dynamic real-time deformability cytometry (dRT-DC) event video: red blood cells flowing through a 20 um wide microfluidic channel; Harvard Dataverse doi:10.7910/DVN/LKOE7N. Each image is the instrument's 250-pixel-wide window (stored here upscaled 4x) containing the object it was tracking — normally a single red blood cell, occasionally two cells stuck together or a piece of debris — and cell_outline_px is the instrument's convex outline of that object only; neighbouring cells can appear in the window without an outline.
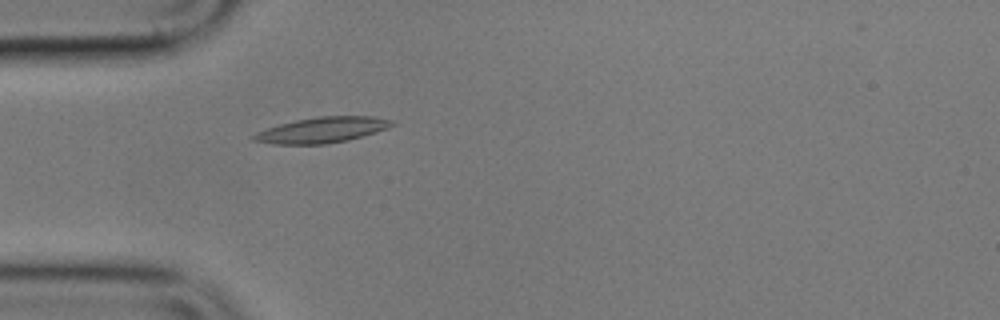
{"species": "common noctule bat (a hibernating species)", "species_latin": "Nyctalus noctula", "temperature_condition": "cold", "stored_images_in_passage": 5, "camera_frame_rate_fps": 3000, "um_per_image_px": 0.085, "animal": {"sex": "male", "body_mass_g": 17.9}, "frame": {"image": 1, "passage_image": 5, "time_ms": 5.0, "image_size_px": [1000, 320], "cell_outline_px": [[396, 124], [388, 128], [376, 132], [348, 140], [324, 144], [272, 144], [252, 140], [248, 136], [256, 132], [280, 124], [296, 120], [320, 116], [376, 116], [392, 120]], "centroid_in_image_um": [27.37, 11.05], "position_along_channel_um": 57.6, "area_um2": 20.69}}